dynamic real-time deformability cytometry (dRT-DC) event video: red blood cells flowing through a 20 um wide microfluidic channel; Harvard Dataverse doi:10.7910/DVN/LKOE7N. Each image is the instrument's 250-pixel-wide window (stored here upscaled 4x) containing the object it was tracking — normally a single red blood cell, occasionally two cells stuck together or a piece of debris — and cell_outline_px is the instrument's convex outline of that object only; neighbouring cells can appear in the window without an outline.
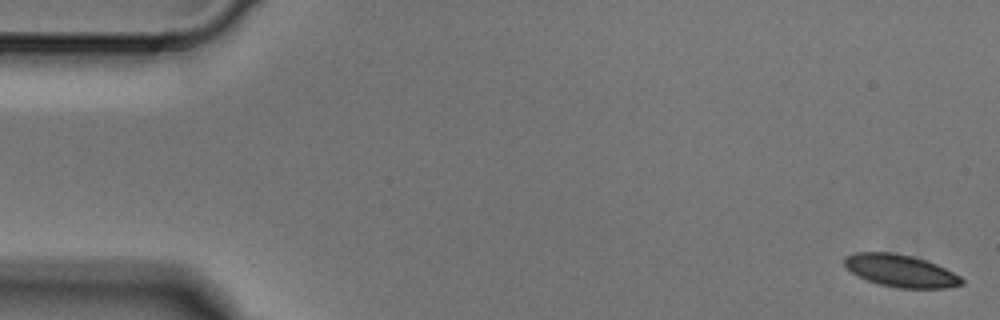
{"species": "Egyptian fruit bat (a non-hibernating species)", "species_latin": "Rousettus aegyptiacus", "temperature_condition": "cold", "stored_images_in_passage": 5, "segment_of_instrument_passage": [1, 2], "camera_frame_rate_fps": 3000, "um_per_image_px": 0.085, "animal": {"sex": "male"}, "frame": {"image": 1, "passage_image": 1, "time_ms": 0.0, "image_size_px": [1000, 320], "cell_outline_px": [[964, 284], [948, 288], [896, 288], [880, 284], [868, 280], [852, 272], [844, 264], [844, 256], [856, 252], [892, 252], [912, 256], [936, 264], [960, 276], [964, 280]], "centroid_in_image_um": [76.56, 23.01], "position_along_channel_um": 8.4, "area_um2": 21.96}}
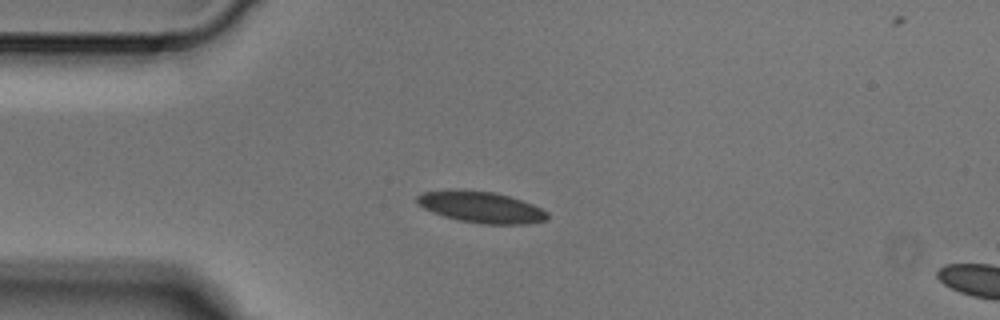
{"frame": {"image": 2, "passage_image": 4, "time_ms": 1.0, "image_size_px": [1000, 320], "cell_outline_px": [[548, 216], [544, 220], [528, 224], [480, 224], [460, 220], [444, 216], [432, 212], [416, 204], [416, 196], [424, 192], [448, 188], [452, 188], [492, 192], [508, 196], [532, 204], [548, 212]], "centroid_in_image_um": [40.82, 17.59], "position_along_channel_um": 44.2, "area_um2": 23.87}}